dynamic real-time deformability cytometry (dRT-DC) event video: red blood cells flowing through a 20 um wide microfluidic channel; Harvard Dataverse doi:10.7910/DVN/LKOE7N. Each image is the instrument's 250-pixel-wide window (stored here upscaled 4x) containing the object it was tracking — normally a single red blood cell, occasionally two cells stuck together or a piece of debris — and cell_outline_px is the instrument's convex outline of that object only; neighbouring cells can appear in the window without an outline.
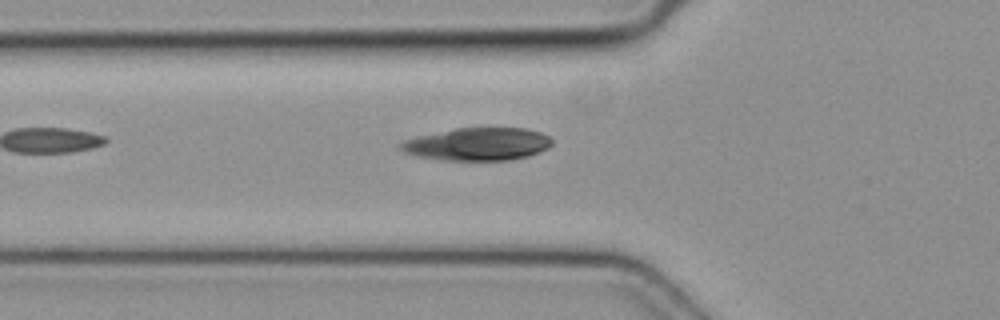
{"species": "common noctule bat (a hibernating species)", "species_latin": "Nyctalus noctula", "temperature_condition": "cold", "stored_images_in_passage": 4, "camera_frame_rate_fps": 3000, "um_per_image_px": 0.085, "animal": {"sex": "female", "body_mass_g": 19.3, "forearm_length_mm": 54.1}, "frame": {"image": 1, "passage_image": 4, "time_ms": 1.0, "image_size_px": [1000, 320], "cell_outline_px": [[552, 144], [548, 148], [540, 152], [528, 156], [508, 160], [444, 160], [416, 156], [404, 152], [400, 148], [400, 144], [404, 140], [420, 136], [456, 128], [524, 128], [540, 132], [548, 136], [552, 140]], "centroid_in_image_um": [40.62, 12.25], "position_along_channel_um": 85.2, "area_um2": 28.67}}